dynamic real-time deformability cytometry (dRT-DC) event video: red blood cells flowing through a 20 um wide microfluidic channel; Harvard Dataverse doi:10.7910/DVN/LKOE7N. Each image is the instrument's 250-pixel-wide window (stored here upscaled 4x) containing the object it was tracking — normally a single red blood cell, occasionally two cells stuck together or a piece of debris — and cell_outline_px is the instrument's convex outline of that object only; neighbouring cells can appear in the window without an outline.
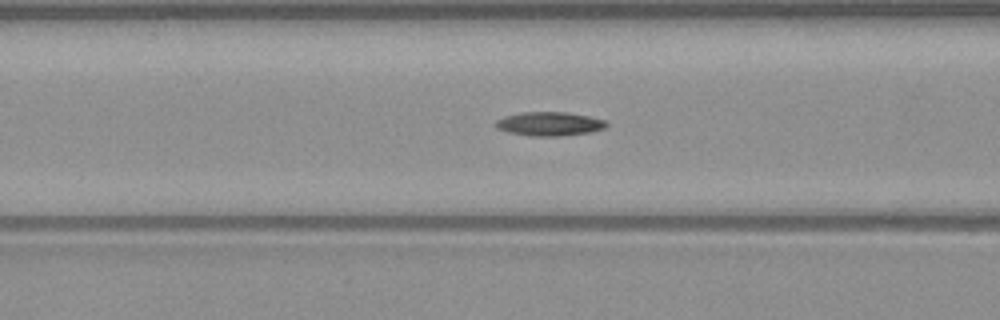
{"species": "common noctule bat (a hibernating species)", "species_latin": "Nyctalus noctula", "temperature_condition": "warm", "stored_images_in_passage": 52, "camera_frame_rate_fps": 3000, "um_per_image_px": 0.085, "animal": {"sex": "male", "body_mass_g": 23.1, "forearm_length_mm": 52.7}, "frame": {"image": 1, "passage_image": 21, "time_ms": 6.667, "image_size_px": [1000, 320], "cell_outline_px": [[608, 124], [604, 128], [592, 132], [560, 136], [532, 136], [508, 132], [496, 128], [492, 124], [496, 120], [504, 116], [520, 112], [568, 112], [608, 120]], "centroid_in_image_um": [46.69, 10.52], "position_along_channel_um": 119.9, "area_um2": 15.66}}
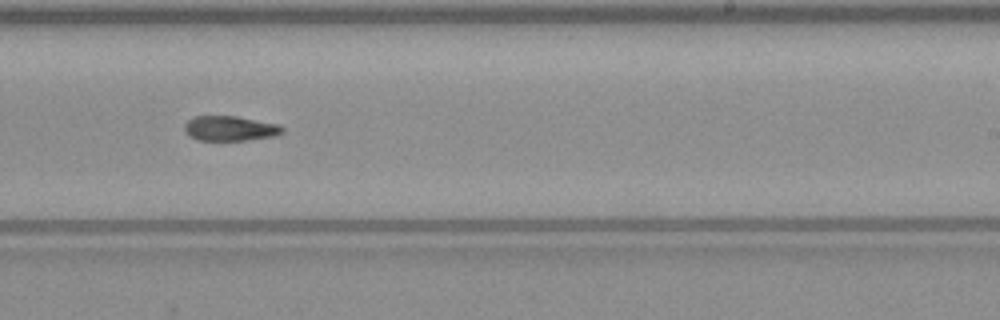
{"frame": {"image": 2, "passage_image": 32, "time_ms": 10.333, "image_size_px": [1000, 320], "cell_outline_px": [[284, 132], [272, 136], [248, 140], [196, 140], [188, 136], [184, 132], [184, 124], [192, 116], [236, 116], [276, 124], [284, 128]], "centroid_in_image_um": [19.48, 10.92], "position_along_channel_um": 269.5, "area_um2": 14.22}}
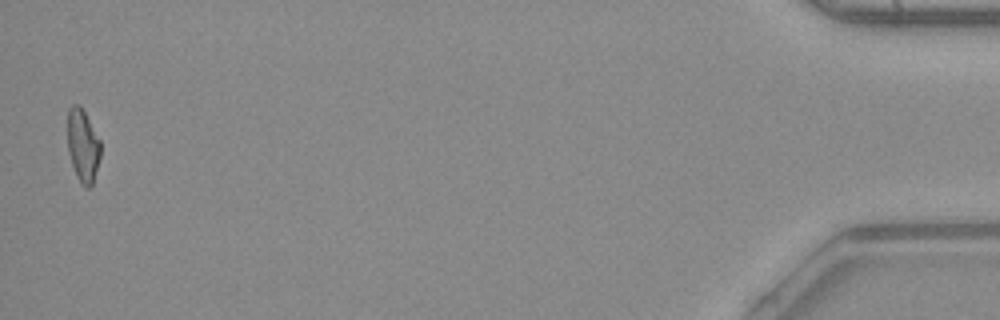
{"frame": {"image": 3, "passage_image": 51, "time_ms": 16.667, "image_size_px": [1000, 320], "cell_outline_px": [[100, 156], [92, 184], [88, 188], [84, 188], [80, 184], [76, 176], [68, 152], [68, 108], [72, 104], [80, 104], [100, 140]], "centroid_in_image_um": [7.03, 12.38], "position_along_channel_um": 428.2, "area_um2": 13.99}}